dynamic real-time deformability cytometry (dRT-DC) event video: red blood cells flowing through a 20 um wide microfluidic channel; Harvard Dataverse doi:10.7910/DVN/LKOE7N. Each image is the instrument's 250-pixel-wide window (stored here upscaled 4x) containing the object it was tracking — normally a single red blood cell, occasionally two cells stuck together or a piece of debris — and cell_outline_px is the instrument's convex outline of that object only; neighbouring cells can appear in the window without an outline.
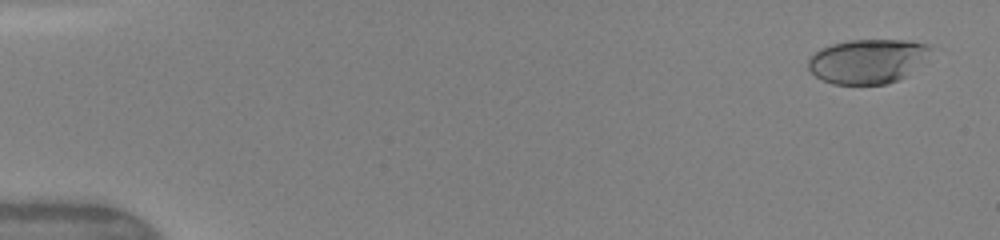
{"species": "human", "species_latin": "Homo sapiens", "temperature_condition": "warm", "stored_images_in_passage": 50, "camera_frame_rate_fps": 3000, "um_per_image_px": 0.085, "donor": {"sex": "female"}, "frame": {"image": 1, "passage_image": 3, "time_ms": 0.667, "image_size_px": [1000, 240], "cell_outline_px": [[932, 48], [908, 76], [900, 80], [888, 84], [832, 84], [816, 76], [808, 68], [808, 56], [820, 48], [832, 44], [848, 40], [908, 40], [928, 44]], "centroid_in_image_um": [73.71, 5.2], "position_along_channel_um": 11.3, "area_um2": 31.67}}
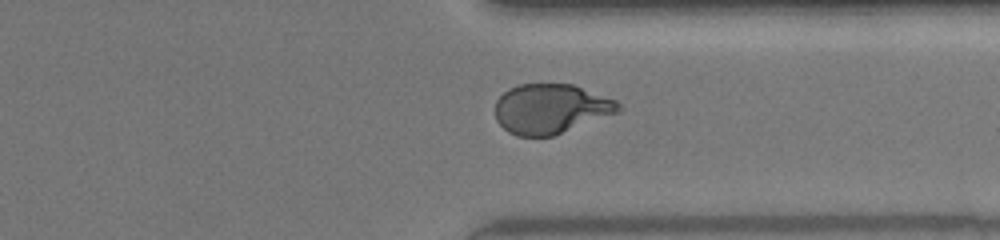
{"frame": {"image": 2, "passage_image": 39, "time_ms": 12.667, "image_size_px": [1000, 240], "cell_outline_px": [[624, 108], [620, 112], [552, 136], [516, 136], [508, 132], [496, 120], [496, 100], [508, 88], [520, 84], [572, 84], [616, 100]], "centroid_in_image_um": [46.83, 9.25], "position_along_channel_um": 364.6, "area_um2": 35.72}}
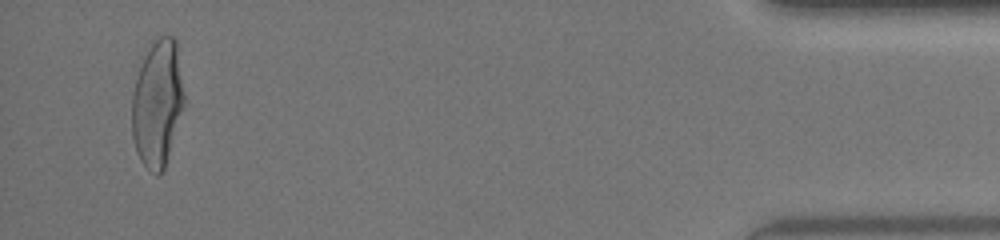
{"frame": {"image": 3, "passage_image": 48, "time_ms": 15.667, "image_size_px": [1000, 240], "cell_outline_px": [[184, 104], [164, 168], [156, 176], [148, 172], [140, 160], [136, 152], [132, 136], [132, 92], [144, 48], [160, 36], [172, 36], [176, 40], [184, 96]], "centroid_in_image_um": [13.34, 8.75], "position_along_channel_um": 421.9, "area_um2": 38.84}, "authors_computed_cell_mechanics": {"area_um2": 36.2984, "velocity_mm_per_s": 4.178, "shape_relaxation_time_tau1_ms": 4.0364, "shape_relaxation_time_tau2_ms": null, "deformation_change_tau1": 0.2153, "deformation_change_tau2": null}}